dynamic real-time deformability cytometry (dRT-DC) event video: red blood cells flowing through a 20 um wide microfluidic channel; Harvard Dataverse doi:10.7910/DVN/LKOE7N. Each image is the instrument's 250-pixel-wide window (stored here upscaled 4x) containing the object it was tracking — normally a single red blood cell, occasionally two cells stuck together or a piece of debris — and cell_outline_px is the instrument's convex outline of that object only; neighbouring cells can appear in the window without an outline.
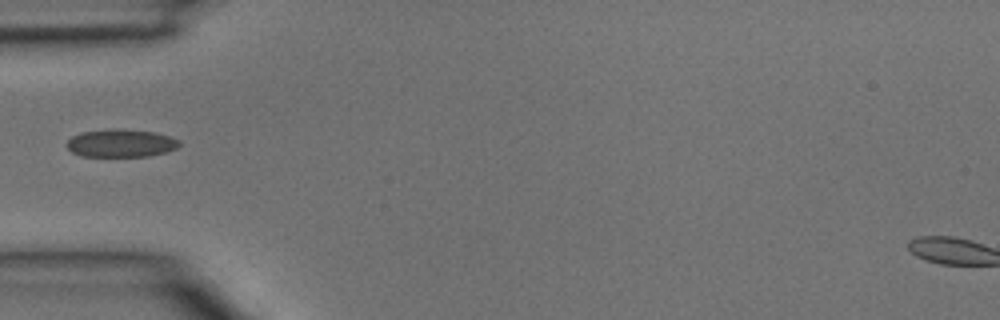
{"species": "common noctule bat (a hibernating species)", "species_latin": "Nyctalus noctula", "temperature_condition": "room temperature", "stored_images_in_passage": 4, "camera_frame_rate_fps": 3000, "um_per_image_px": 0.085, "animal": {"sex": "male", "body_mass_g": 15.6}, "frame": {"image": 1, "passage_image": 4, "time_ms": 1.0, "image_size_px": [1000, 320], "cell_outline_px": [[180, 144], [176, 148], [168, 152], [148, 156], [80, 156], [72, 152], [68, 148], [68, 140], [72, 136], [80, 132], [152, 132], [168, 136], [180, 140]], "centroid_in_image_um": [10.3, 12.23], "position_along_channel_um": 74.7, "area_um2": 17.17}}